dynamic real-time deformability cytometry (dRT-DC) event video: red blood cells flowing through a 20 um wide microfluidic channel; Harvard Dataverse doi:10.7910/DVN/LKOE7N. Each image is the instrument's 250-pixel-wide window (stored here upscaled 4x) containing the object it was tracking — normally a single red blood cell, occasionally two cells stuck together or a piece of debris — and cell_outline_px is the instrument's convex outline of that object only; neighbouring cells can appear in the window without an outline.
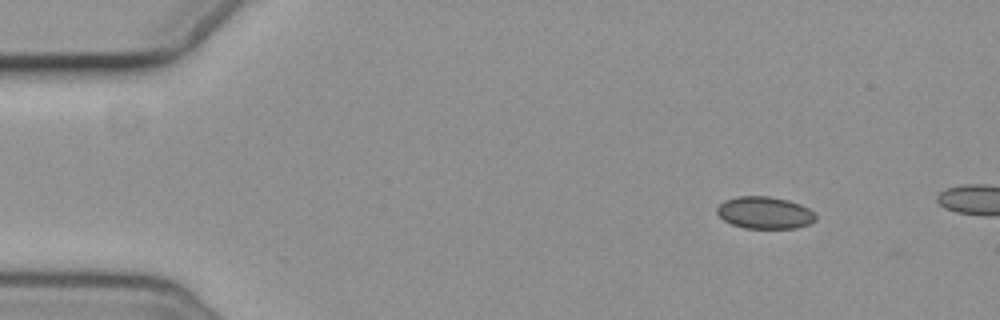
{"species": "common noctule bat (a hibernating species)", "species_latin": "Nyctalus noctula", "temperature_condition": "cold", "stored_images_in_passage": 3, "camera_frame_rate_fps": 3000, "um_per_image_px": 0.085, "animal": {"sex": "female", "body_mass_g": 19.3, "forearm_length_mm": 54.1}, "frame": {"image": 1, "passage_image": 1, "time_ms": 0.0, "image_size_px": [1000, 320], "cell_outline_px": [[816, 220], [808, 224], [796, 228], [744, 228], [732, 224], [724, 220], [716, 212], [716, 208], [724, 200], [736, 196], [768, 196], [788, 200], [800, 204], [808, 208], [816, 216]], "centroid_in_image_um": [64.98, 18.07], "position_along_channel_um": 20.0, "area_um2": 18.44}}